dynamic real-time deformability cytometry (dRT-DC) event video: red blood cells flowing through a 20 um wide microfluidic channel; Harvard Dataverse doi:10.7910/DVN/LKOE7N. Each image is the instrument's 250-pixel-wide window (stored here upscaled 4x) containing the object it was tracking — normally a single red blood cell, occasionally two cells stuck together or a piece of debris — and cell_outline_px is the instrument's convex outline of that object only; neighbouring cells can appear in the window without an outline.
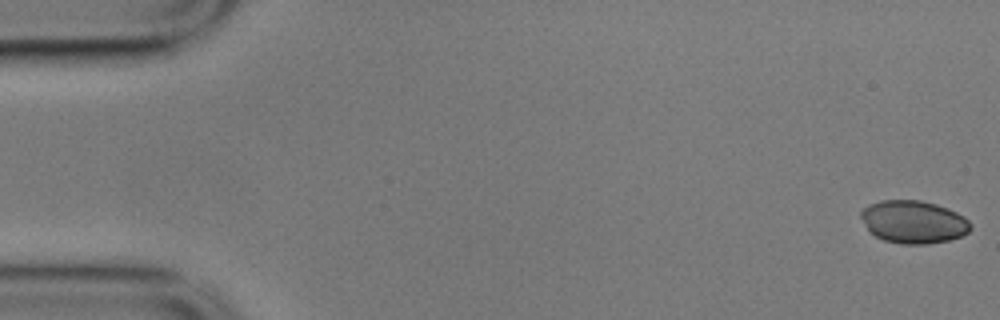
{"species": "common noctule bat (a hibernating species)", "species_latin": "Nyctalus noctula", "temperature_condition": "cold", "stored_images_in_passage": 56, "camera_frame_rate_fps": 3000, "um_per_image_px": 0.085, "animal": {"sex": "male", "body_mass_g": 17.9}, "frame": {"image": 1, "passage_image": 1, "time_ms": 0.0, "image_size_px": [1000, 320], "cell_outline_px": [[972, 228], [968, 232], [960, 236], [948, 240], [928, 244], [900, 244], [884, 240], [876, 236], [868, 228], [860, 216], [860, 212], [868, 204], [880, 200], [920, 200], [936, 204], [948, 208], [964, 216], [972, 224]], "centroid_in_image_um": [77.66, 18.85], "position_along_channel_um": 7.3, "area_um2": 27.34}}
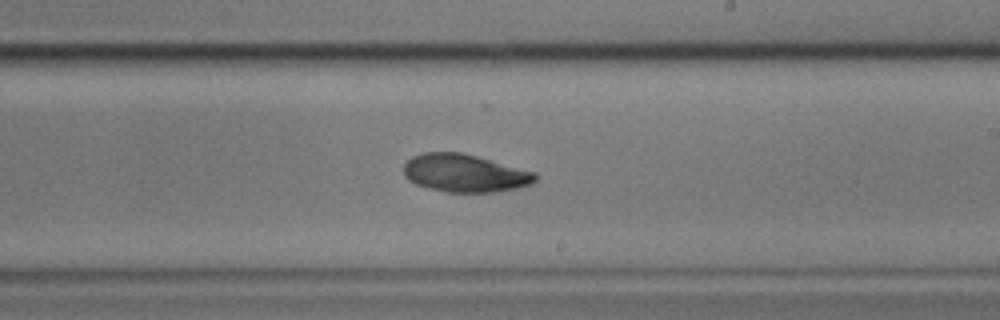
{"frame": {"image": 2, "passage_image": 33, "time_ms": 10.667, "image_size_px": [1000, 320], "cell_outline_px": [[536, 180], [532, 184], [516, 188], [496, 192], [444, 192], [416, 184], [408, 180], [404, 176], [404, 164], [412, 156], [424, 152], [460, 152], [476, 156], [536, 172]], "centroid_in_image_um": [39.49, 14.72], "position_along_channel_um": 249.5, "area_um2": 29.02}}
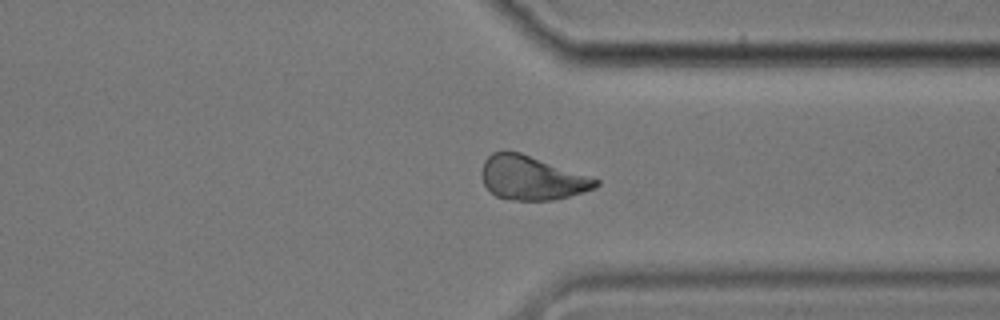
{"frame": {"image": 3, "passage_image": 43, "time_ms": 14.0, "image_size_px": [1000, 320], "cell_outline_px": [[600, 184], [596, 188], [556, 200], [516, 200], [496, 196], [484, 184], [484, 160], [492, 152], [504, 148], [520, 152], [600, 180]], "centroid_in_image_um": [45.22, 15.1], "position_along_channel_um": 366.2, "area_um2": 29.02}}